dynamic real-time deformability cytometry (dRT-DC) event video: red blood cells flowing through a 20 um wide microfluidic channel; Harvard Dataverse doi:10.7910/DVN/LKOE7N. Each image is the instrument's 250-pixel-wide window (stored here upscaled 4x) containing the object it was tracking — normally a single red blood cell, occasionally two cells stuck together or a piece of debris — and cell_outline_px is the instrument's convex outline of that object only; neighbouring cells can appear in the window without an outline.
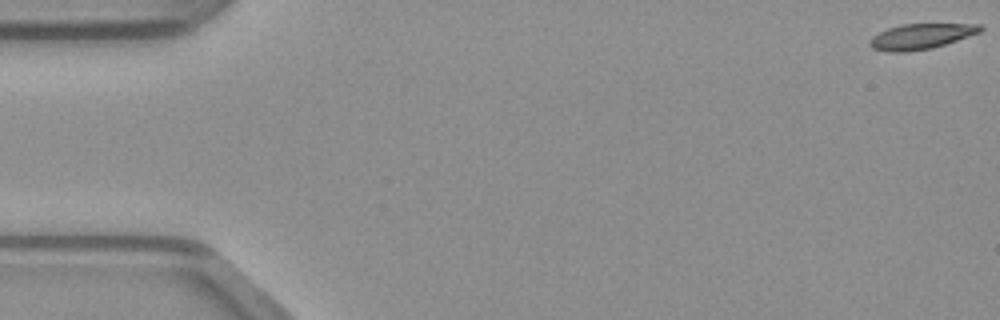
{"species": "common noctule bat (a hibernating species)", "species_latin": "Nyctalus noctula", "temperature_condition": "warm", "stored_images_in_passage": 15, "camera_frame_rate_fps": 3000, "um_per_image_px": 0.085, "animal": {"sex": "male", "body_mass_g": 23.1, "forearm_length_mm": 52.7}, "frame": {"image": 1, "passage_image": 1, "time_ms": 0.0, "image_size_px": [1000, 320], "cell_outline_px": [[984, 28], [980, 32], [932, 48], [908, 52], [888, 52], [872, 48], [868, 44], [868, 40], [872, 36], [888, 28], [900, 24], [980, 24]], "centroid_in_image_um": [78.23, 3.09], "position_along_channel_um": 6.8, "area_um2": 16.36}}